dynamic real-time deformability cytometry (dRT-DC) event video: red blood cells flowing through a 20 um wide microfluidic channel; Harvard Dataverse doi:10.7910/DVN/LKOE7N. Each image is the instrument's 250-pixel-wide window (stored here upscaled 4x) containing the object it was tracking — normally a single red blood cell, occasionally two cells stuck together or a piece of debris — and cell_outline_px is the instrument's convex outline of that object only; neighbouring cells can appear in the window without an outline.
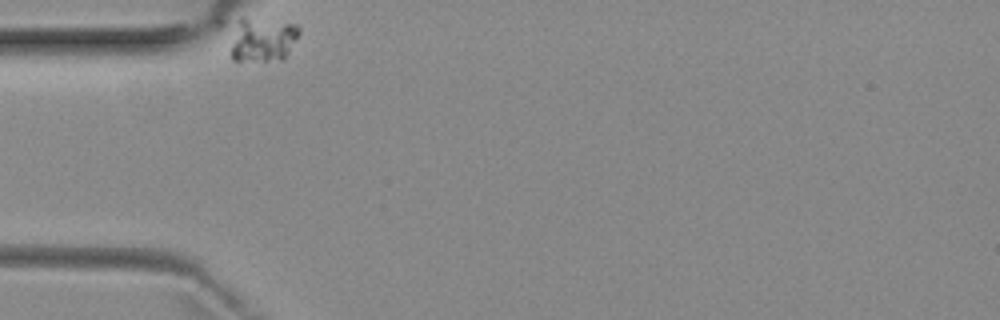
{"species": "common noctule bat (a hibernating species)", "species_latin": "Nyctalus noctula", "temperature_condition": "room temperature", "stored_images_in_passage": 2, "camera_frame_rate_fps": 3000, "um_per_image_px": 0.085, "animal": {"sex": "female", "body_mass_g": 29.2, "forearm_length_mm": 56.3}, "frame": {"image": 1, "passage_image": 1, "time_ms": 0.0, "image_size_px": [1000, 320], "cell_outline_px": [[300, 32], [284, 60], [232, 60], [232, 20], [240, 16], [244, 16], [296, 24], [300, 28]], "centroid_in_image_um": [22.28, 3.3], "position_along_channel_um": 62.7, "area_um2": 18.09}}